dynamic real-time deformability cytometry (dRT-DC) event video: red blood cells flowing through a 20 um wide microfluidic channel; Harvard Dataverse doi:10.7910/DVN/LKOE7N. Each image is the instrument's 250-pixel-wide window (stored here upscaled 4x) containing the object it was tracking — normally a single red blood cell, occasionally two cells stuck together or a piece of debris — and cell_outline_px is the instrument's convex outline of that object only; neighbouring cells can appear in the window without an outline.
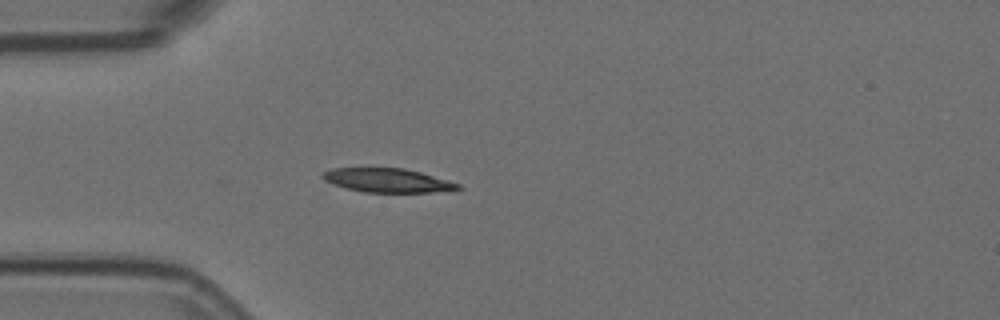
{"species": "Egyptian fruit bat (a non-hibernating species)", "species_latin": "Rousettus aegyptiacus", "temperature_condition": "room temperature", "stored_images_in_passage": 1, "camera_frame_rate_fps": 3000, "um_per_image_px": 0.085, "animal": {"sex": "female"}, "frame": {"image": 1, "passage_image": 1, "time_ms": 0.0, "image_size_px": [1000, 320], "cell_outline_px": [[464, 188], [448, 192], [364, 192], [344, 188], [332, 184], [324, 180], [320, 176], [324, 172], [332, 168], [404, 168], [420, 172], [448, 180], [460, 184]], "centroid_in_image_um": [32.97, 15.34], "position_along_channel_um": 52.0, "area_um2": 19.07}}